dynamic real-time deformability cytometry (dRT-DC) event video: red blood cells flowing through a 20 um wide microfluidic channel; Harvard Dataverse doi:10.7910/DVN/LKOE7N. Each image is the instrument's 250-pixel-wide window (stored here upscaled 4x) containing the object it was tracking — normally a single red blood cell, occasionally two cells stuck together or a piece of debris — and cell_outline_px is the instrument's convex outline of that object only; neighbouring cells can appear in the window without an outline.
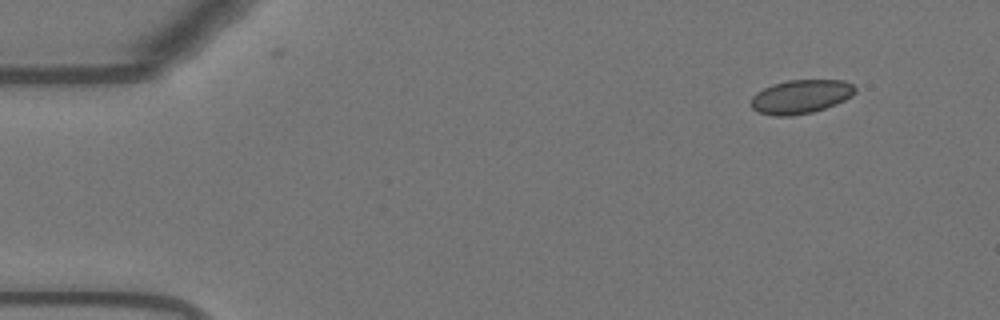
{"species": "Egyptian fruit bat (a non-hibernating species)", "species_latin": "Rousettus aegyptiacus", "temperature_condition": "warm", "stored_images_in_passage": 51, "camera_frame_rate_fps": 3000, "um_per_image_px": 0.085, "animal": {"sex": "female"}, "frame": {"image": 1, "passage_image": 1, "time_ms": 0.0, "image_size_px": [1000, 320], "cell_outline_px": [[856, 92], [852, 96], [836, 104], [812, 112], [792, 116], [772, 116], [760, 112], [752, 108], [748, 104], [752, 96], [756, 92], [772, 84], [788, 80], [844, 80], [852, 84], [856, 88]], "centroid_in_image_um": [68.04, 8.21], "position_along_channel_um": 17.0, "area_um2": 20.69}}
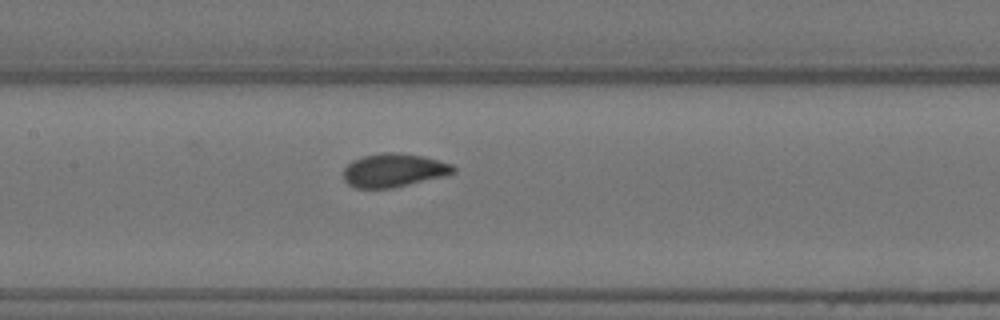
{"frame": {"image": 2, "passage_image": 22, "time_ms": 7.0, "image_size_px": [1000, 320], "cell_outline_px": [[456, 172], [444, 176], [392, 188], [356, 188], [348, 184], [344, 180], [344, 168], [352, 160], [364, 156], [384, 152], [400, 152], [424, 156], [452, 164], [456, 168]], "centroid_in_image_um": [33.48, 14.46], "position_along_channel_um": 173.9, "area_um2": 21.5}}
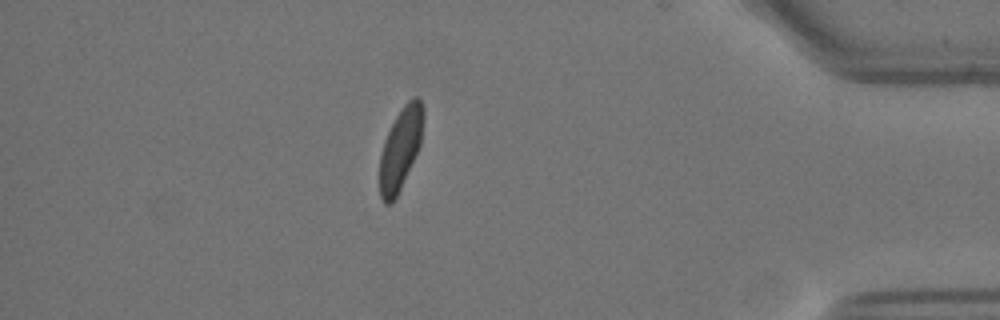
{"frame": {"image": 3, "passage_image": 44, "time_ms": 14.333, "image_size_px": [1000, 320], "cell_outline_px": [[424, 120], [420, 144], [400, 188], [392, 204], [384, 204], [380, 196], [380, 156], [384, 140], [396, 116], [404, 104], [412, 96], [416, 96], [420, 100], [424, 108]], "centroid_in_image_um": [34.04, 12.6], "position_along_channel_um": 401.2, "area_um2": 20.58}, "authors_computed_cell_mechanics": {"area_um2": 21.3282, "velocity_mm_per_s": 3.6629, "shape_relaxation_time_tau1_ms": 3.2062, "shape_relaxation_time_tau2_ms": null, "deformation_change_tau1": 0.1272, "deformation_change_tau2": null}}